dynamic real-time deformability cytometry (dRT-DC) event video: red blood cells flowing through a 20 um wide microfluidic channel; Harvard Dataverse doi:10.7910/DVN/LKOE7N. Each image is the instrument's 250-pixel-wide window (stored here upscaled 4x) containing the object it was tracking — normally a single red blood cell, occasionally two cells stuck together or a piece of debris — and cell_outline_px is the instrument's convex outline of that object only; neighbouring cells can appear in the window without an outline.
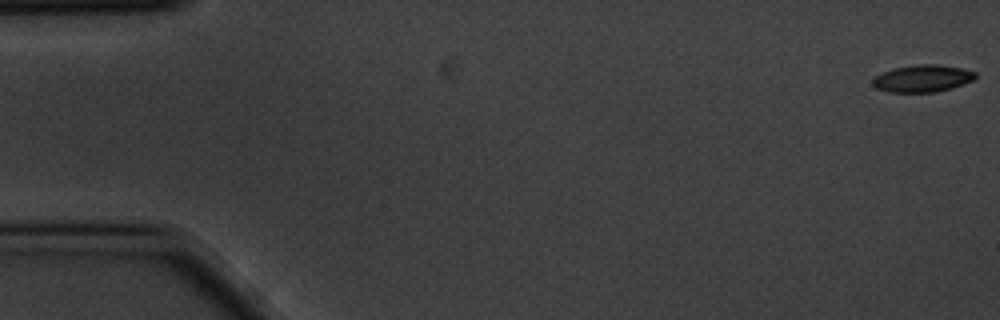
{"species": "common noctule bat (a hibernating species)", "species_latin": "Nyctalus noctula", "temperature_condition": "cold", "stored_images_in_passage": 7, "camera_frame_rate_fps": 3000, "um_per_image_px": 0.085, "animal": {"sex": "male", "body_mass_g": 20.1, "forearm_length_mm": 53.5}, "frame": {"image": 1, "passage_image": 1, "time_ms": 0.0, "image_size_px": [1000, 320], "cell_outline_px": [[976, 76], [972, 80], [964, 84], [952, 88], [936, 92], [888, 92], [876, 88], [872, 84], [872, 80], [876, 76], [892, 68], [916, 64], [936, 64], [960, 68], [976, 72]], "centroid_in_image_um": [78.4, 6.67], "position_along_channel_um": 6.6, "area_um2": 16.24}}
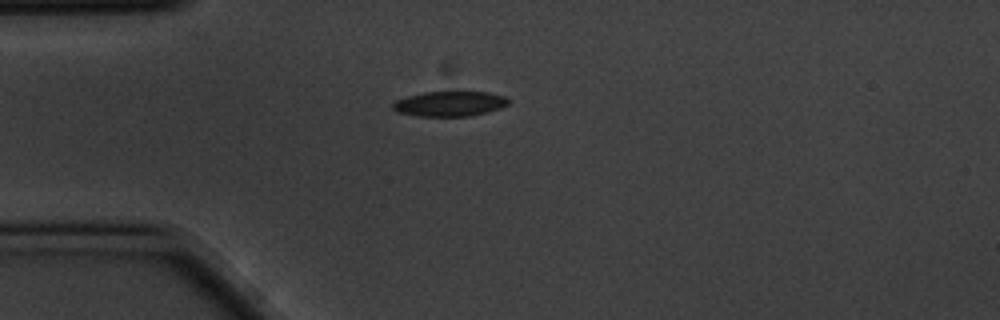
{"frame": {"image": 2, "passage_image": 5, "time_ms": 1.333, "image_size_px": [1000, 320], "cell_outline_px": [[508, 104], [500, 108], [488, 112], [472, 116], [416, 116], [396, 112], [392, 108], [392, 104], [396, 100], [408, 96], [424, 92], [488, 92], [504, 96], [508, 100]], "centroid_in_image_um": [38.2, 8.83], "position_along_channel_um": 46.8, "area_um2": 16.88}}